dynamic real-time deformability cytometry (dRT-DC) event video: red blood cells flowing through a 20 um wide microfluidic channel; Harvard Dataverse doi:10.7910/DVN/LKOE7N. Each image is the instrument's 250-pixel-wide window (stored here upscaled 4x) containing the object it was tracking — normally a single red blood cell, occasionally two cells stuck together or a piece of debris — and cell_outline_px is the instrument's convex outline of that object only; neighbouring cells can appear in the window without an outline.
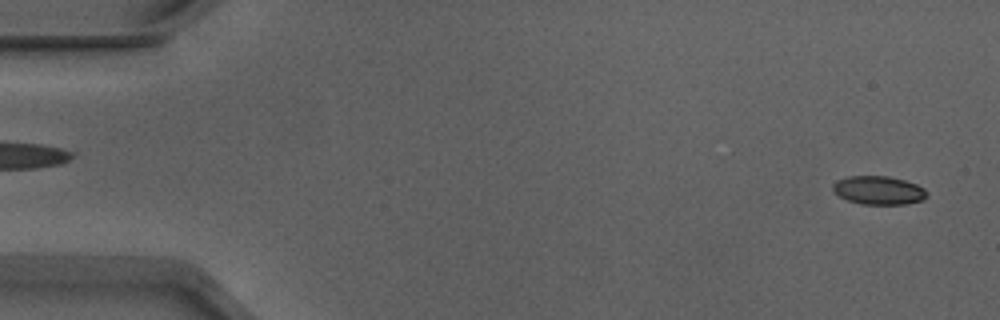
{"species": "Egyptian fruit bat (a non-hibernating species)", "species_latin": "Rousettus aegyptiacus", "temperature_condition": "warm", "stored_images_in_passage": 52, "camera_frame_rate_fps": 3000, "um_per_image_px": 0.085, "animal": {"sex": "male"}, "frame": {"image": 1, "passage_image": 2, "time_ms": 0.333, "image_size_px": [1000, 320], "cell_outline_px": [[928, 196], [924, 200], [908, 204], [860, 204], [848, 200], [832, 192], [832, 184], [836, 180], [848, 176], [888, 176], [904, 180], [916, 184], [924, 188], [928, 192]], "centroid_in_image_um": [74.69, 16.18], "position_along_channel_um": 10.3, "area_um2": 15.84}}
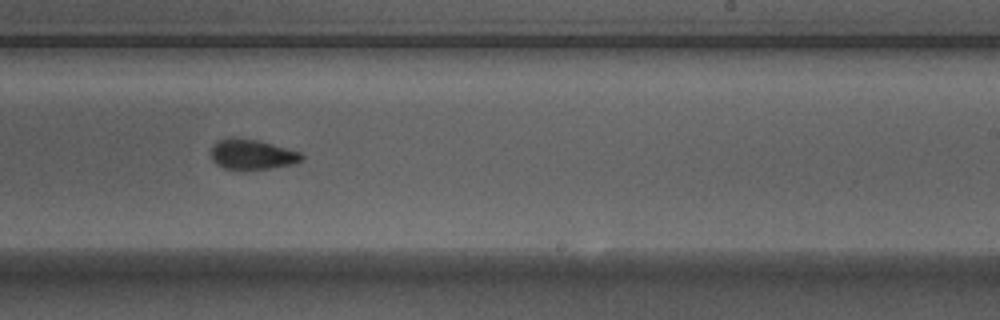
{"frame": {"image": 2, "passage_image": 32, "time_ms": 10.333, "image_size_px": [1000, 320], "cell_outline_px": [[304, 156], [300, 160], [292, 164], [268, 168], [224, 168], [216, 164], [212, 160], [212, 148], [216, 140], [228, 136], [256, 140], [272, 144], [300, 152]], "centroid_in_image_um": [21.38, 13.09], "position_along_channel_um": 267.6, "area_um2": 15.55}}
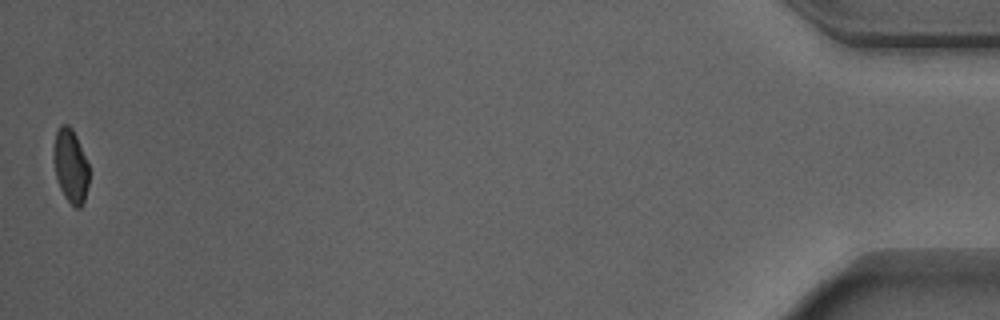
{"frame": {"image": 3, "passage_image": 52, "time_ms": 17.0, "image_size_px": [1000, 320], "cell_outline_px": [[88, 184], [84, 200], [80, 208], [76, 208], [64, 196], [60, 188], [56, 176], [52, 156], [56, 132], [60, 124], [68, 124], [72, 128], [76, 136], [88, 164]], "centroid_in_image_um": [5.98, 14.08], "position_along_channel_um": 429.2, "area_um2": 15.09}, "authors_computed_cell_mechanics": {"area_um2": 16.3863, "velocity_mm_per_s": 3.9047, "shape_relaxation_time_tau1_ms": 2.6384, "shape_relaxation_time_tau2_ms": 1.1058, "deformation_change_tau1": 0.1171, "deformation_change_tau2": 0.0708}}